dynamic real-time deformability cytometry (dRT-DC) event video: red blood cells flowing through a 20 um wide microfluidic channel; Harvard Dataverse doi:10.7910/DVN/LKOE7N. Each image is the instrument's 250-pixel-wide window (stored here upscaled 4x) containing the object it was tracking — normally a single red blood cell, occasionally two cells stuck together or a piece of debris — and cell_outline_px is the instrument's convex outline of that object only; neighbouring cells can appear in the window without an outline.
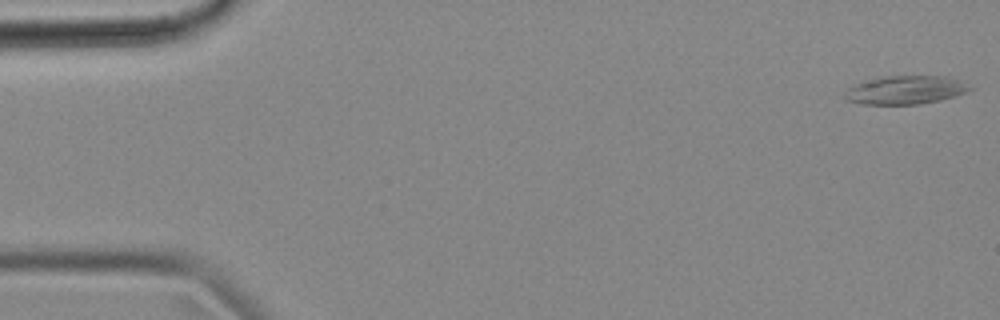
{"species": "common noctule bat (a hibernating species)", "species_latin": "Nyctalus noctula", "temperature_condition": "cold", "stored_images_in_passage": 55, "camera_frame_rate_fps": 3000, "um_per_image_px": 0.085, "animal": {"sex": "female", "body_mass_g": 18.4}, "frame": {"image": 1, "passage_image": 1, "time_ms": 0.0, "image_size_px": [1000, 320], "cell_outline_px": [[972, 88], [964, 92], [940, 100], [920, 104], [860, 104], [844, 100], [844, 92], [848, 88], [864, 80], [880, 76], [948, 76], [960, 80]], "centroid_in_image_um": [76.88, 7.64], "position_along_channel_um": 8.1, "area_um2": 20.75}}
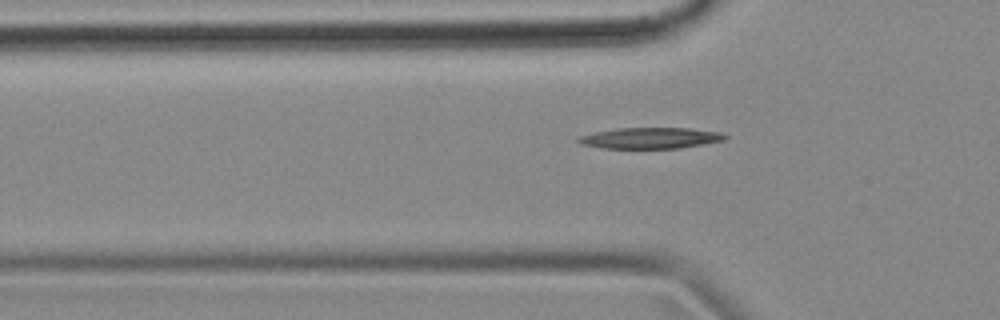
{"frame": {"image": 2, "passage_image": 17, "time_ms": 5.333, "image_size_px": [1000, 320], "cell_outline_px": [[728, 136], [724, 140], [680, 148], [600, 148], [580, 144], [576, 140], [580, 136], [592, 132], [616, 128], [692, 128], [720, 132]], "centroid_in_image_um": [55.24, 11.73], "position_along_channel_um": 70.6, "area_um2": 18.03}}
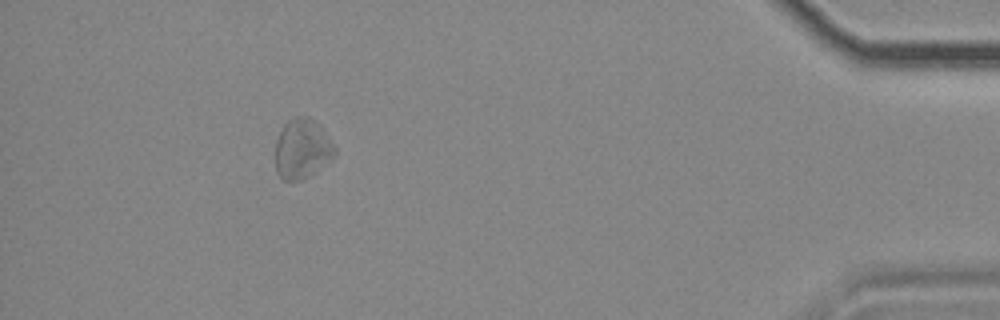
{"frame": {"image": 3, "passage_image": 50, "time_ms": 16.333, "image_size_px": [1000, 320], "cell_outline_px": [[336, 152], [316, 172], [300, 180], [284, 180], [276, 172], [276, 140], [284, 124], [288, 120], [296, 116], [308, 116], [316, 120], [320, 124], [336, 148]], "centroid_in_image_um": [25.68, 12.62], "position_along_channel_um": 409.5, "area_um2": 20.63}}